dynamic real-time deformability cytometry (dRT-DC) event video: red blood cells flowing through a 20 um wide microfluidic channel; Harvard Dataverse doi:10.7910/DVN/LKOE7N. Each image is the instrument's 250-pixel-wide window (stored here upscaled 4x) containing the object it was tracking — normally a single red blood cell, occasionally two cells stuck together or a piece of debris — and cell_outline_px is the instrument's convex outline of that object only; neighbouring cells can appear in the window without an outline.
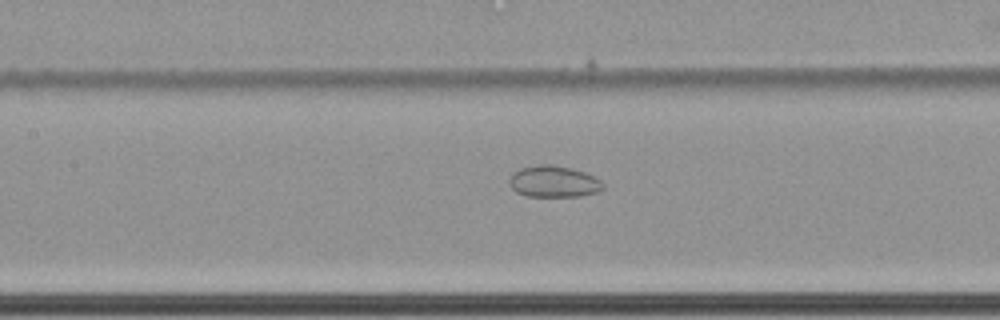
{"species": "common noctule bat (a hibernating species)", "species_latin": "Nyctalus noctula", "temperature_condition": "cold", "stored_images_in_passage": 63, "camera_frame_rate_fps": 3000, "um_per_image_px": 0.085, "animal": {"sex": "female", "body_mass_g": 22.7, "forearm_length_mm": 54.2}, "frame": {"image": 1, "passage_image": 32, "time_ms": 10.333, "image_size_px": [1000, 320], "cell_outline_px": [[604, 188], [600, 192], [580, 196], [524, 196], [516, 192], [508, 184], [508, 180], [512, 172], [520, 168], [540, 164], [552, 164], [572, 168], [584, 172], [600, 180], [604, 184]], "centroid_in_image_um": [47.04, 15.43], "position_along_channel_um": 160.4, "area_um2": 17.46}}
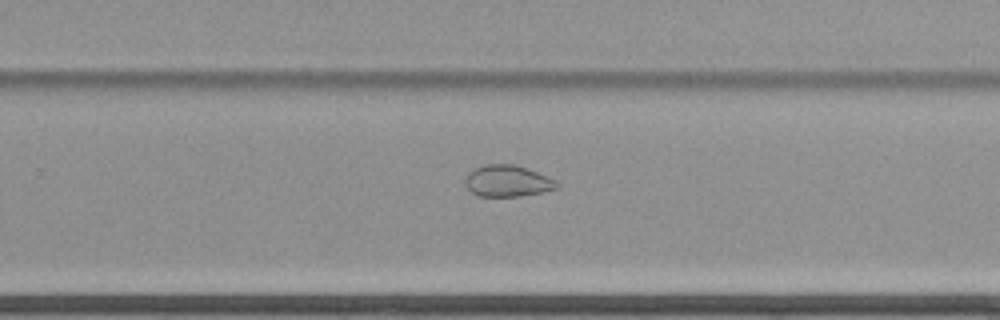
{"frame": {"image": 2, "passage_image": 43, "time_ms": 14.0, "image_size_px": [1000, 320], "cell_outline_px": [[560, 188], [544, 192], [520, 196], [476, 196], [464, 184], [464, 180], [468, 172], [484, 164], [516, 164], [528, 168], [556, 180], [560, 184]], "centroid_in_image_um": [43.16, 15.38], "position_along_channel_um": 286.6, "area_um2": 17.11}}
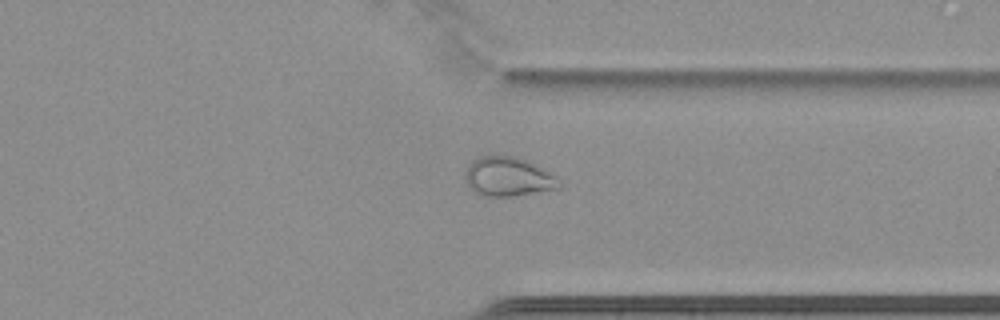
{"frame": {"image": 3, "passage_image": 50, "time_ms": 16.333, "image_size_px": [1000, 320], "cell_outline_px": [[564, 188], [512, 196], [484, 196], [476, 192], [464, 180], [464, 172], [468, 164], [472, 160], [480, 156], [516, 156], [552, 172], [564, 184]], "centroid_in_image_um": [43.24, 15.02], "position_along_channel_um": 368.2, "area_um2": 21.79}, "authors_computed_cell_mechanics": {"area_um2": 25.143, "velocity_mm_per_s": 3.4522, "shape_relaxation_time_tau1_ms": null, "shape_relaxation_time_tau2_ms": 2.7129, "deformation_change_tau1": null, "deformation_change_tau2": 0.0655}}